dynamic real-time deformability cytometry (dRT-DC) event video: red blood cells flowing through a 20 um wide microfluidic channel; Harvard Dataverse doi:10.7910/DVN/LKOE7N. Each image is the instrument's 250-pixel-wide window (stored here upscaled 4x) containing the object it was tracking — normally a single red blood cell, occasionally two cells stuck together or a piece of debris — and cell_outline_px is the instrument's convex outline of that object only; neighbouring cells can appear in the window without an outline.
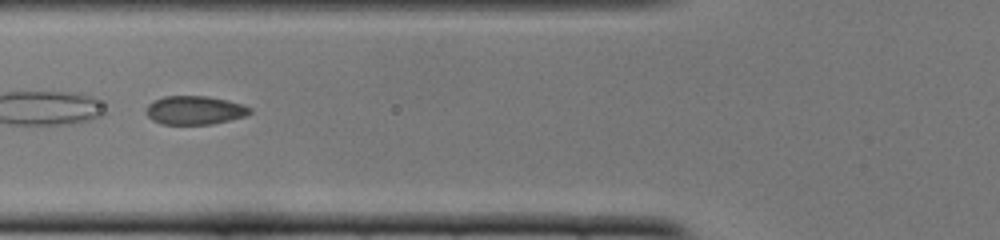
{"species": "common noctule bat (a hibernating species)", "species_latin": "Nyctalus noctula", "temperature_condition": "cold", "stored_images_in_passage": 22, "camera_frame_rate_fps": 3000, "um_per_image_px": 0.085, "animal": {"sex": "female", "body_mass_g": 22.0, "forearm_length_mm": 56.7}, "frame": {"image": 1, "passage_image": 4, "time_ms": 1.0, "image_size_px": [1000, 240], "cell_outline_px": [[252, 112], [244, 116], [212, 124], [160, 124], [152, 120], [144, 112], [144, 108], [148, 104], [164, 96], [208, 96], [228, 100], [252, 108]], "centroid_in_image_um": [16.51, 9.37], "position_along_channel_um": 109.3, "area_um2": 17.34}}
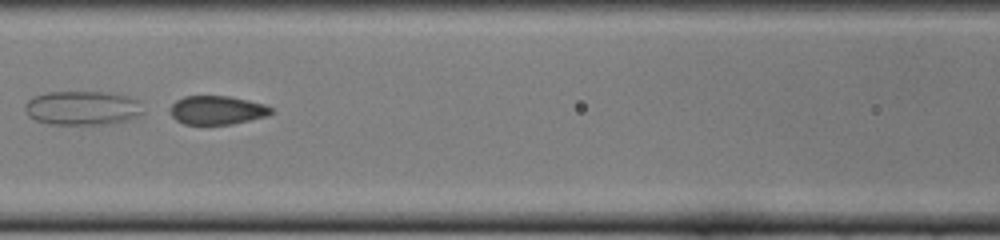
{"frame": {"image": 2, "passage_image": 7, "time_ms": 2.0, "image_size_px": [1000, 240], "cell_outline_px": [[272, 112], [268, 116], [232, 124], [184, 124], [176, 120], [172, 116], [172, 104], [176, 100], [184, 96], [228, 96], [248, 100], [264, 104], [272, 108]], "centroid_in_image_um": [18.47, 9.36], "position_along_channel_um": 148.1, "area_um2": 16.76}}